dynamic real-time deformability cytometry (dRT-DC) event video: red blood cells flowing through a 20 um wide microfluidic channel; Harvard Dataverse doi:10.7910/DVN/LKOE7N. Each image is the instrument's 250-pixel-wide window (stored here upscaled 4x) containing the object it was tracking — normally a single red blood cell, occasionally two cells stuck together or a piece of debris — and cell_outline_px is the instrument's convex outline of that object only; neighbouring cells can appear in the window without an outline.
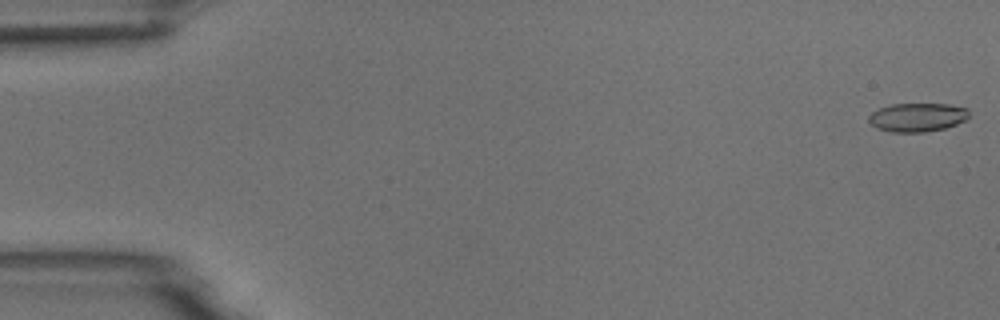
{"species": "common noctule bat (a hibernating species)", "species_latin": "Nyctalus noctula", "temperature_condition": "room temperature", "stored_images_in_passage": 6, "camera_frame_rate_fps": 3000, "um_per_image_px": 0.085, "animal": {"sex": "male", "body_mass_g": 18.8}, "frame": {"image": 1, "passage_image": 1, "time_ms": 0.0, "image_size_px": [1000, 320], "cell_outline_px": [[972, 116], [968, 120], [944, 128], [924, 132], [892, 132], [876, 128], [868, 120], [868, 116], [872, 112], [880, 108], [892, 104], [948, 104], [968, 108]], "centroid_in_image_um": [78.03, 9.97], "position_along_channel_um": 7.0, "area_um2": 16.94}}
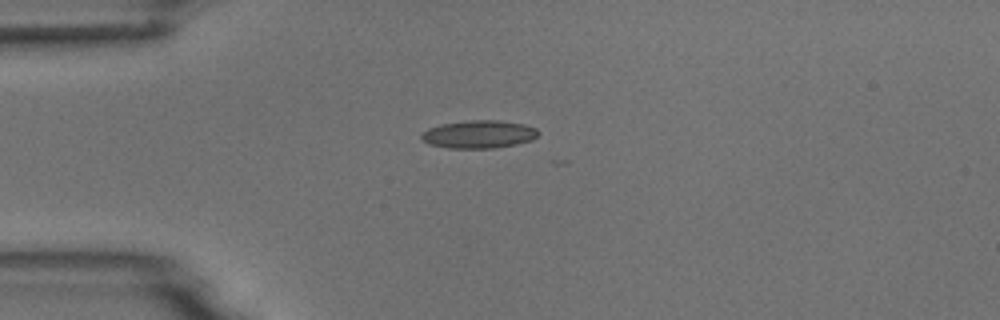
{"frame": {"image": 2, "passage_image": 4, "time_ms": 4.333, "image_size_px": [1000, 320], "cell_outline_px": [[540, 132], [532, 140], [516, 144], [496, 148], [448, 148], [428, 144], [420, 136], [428, 128], [440, 124], [472, 120], [496, 120], [524, 124], [536, 128]], "centroid_in_image_um": [40.71, 11.41], "position_along_channel_um": 44.3, "area_um2": 18.96}}